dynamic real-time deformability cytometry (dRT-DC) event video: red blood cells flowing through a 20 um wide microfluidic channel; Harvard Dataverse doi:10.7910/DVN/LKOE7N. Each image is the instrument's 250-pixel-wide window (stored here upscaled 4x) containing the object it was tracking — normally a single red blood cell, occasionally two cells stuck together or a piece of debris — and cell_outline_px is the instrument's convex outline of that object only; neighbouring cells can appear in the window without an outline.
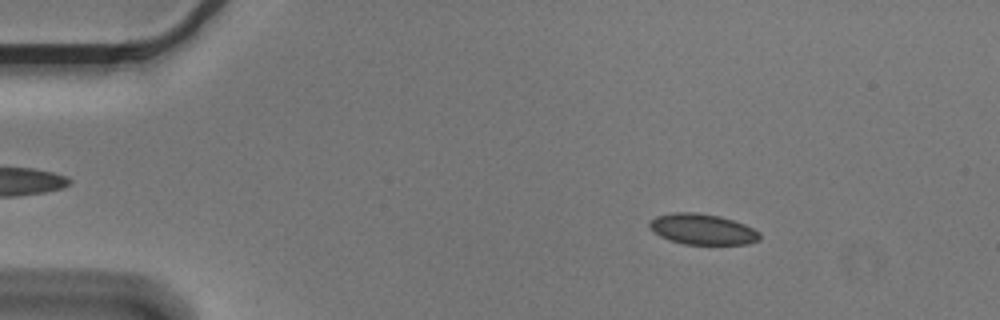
{"species": "Egyptian fruit bat (a non-hibernating species)", "species_latin": "Rousettus aegyptiacus", "temperature_condition": "cold", "stored_images_in_passage": 5, "camera_frame_rate_fps": 3000, "um_per_image_px": 0.085, "animal": {"sex": "male"}, "frame": {"image": 1, "passage_image": 2, "time_ms": 0.333, "image_size_px": [1000, 320], "cell_outline_px": [[760, 240], [748, 244], [684, 244], [668, 240], [660, 236], [648, 224], [656, 216], [672, 212], [696, 212], [720, 216], [744, 224], [760, 232]], "centroid_in_image_um": [59.73, 19.48], "position_along_channel_um": 25.3, "area_um2": 19.65}}
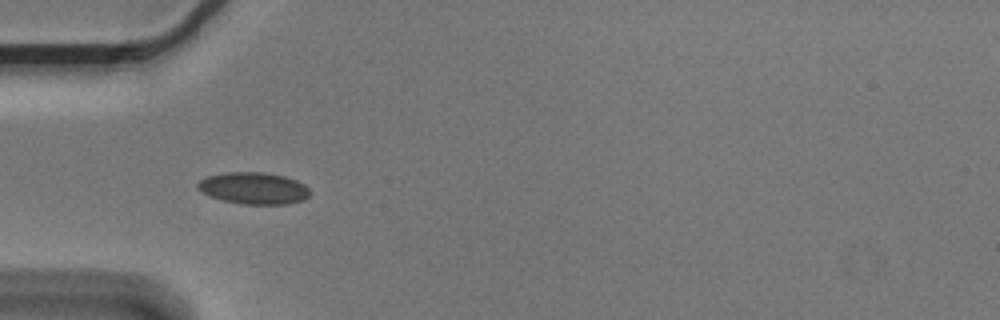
{"frame": {"image": 2, "passage_image": 4, "time_ms": 1.0, "image_size_px": [1000, 320], "cell_outline_px": [[308, 196], [304, 200], [288, 204], [244, 204], [224, 200], [212, 196], [196, 188], [196, 184], [200, 180], [208, 176], [224, 172], [264, 172], [284, 176], [296, 180], [304, 184], [308, 188]], "centroid_in_image_um": [21.57, 15.99], "position_along_channel_um": 63.4, "area_um2": 20.63}}
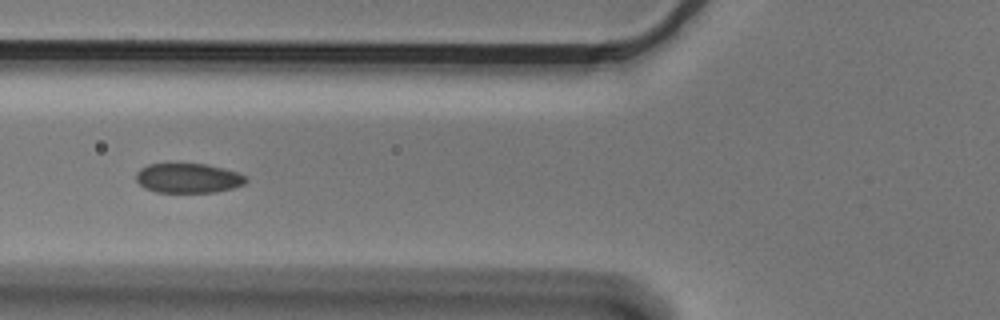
{"frame": {"image": 3, "passage_image": 5, "time_ms": 1.333, "image_size_px": [1000, 320], "cell_outline_px": [[248, 180], [244, 184], [232, 188], [216, 192], [156, 192], [144, 188], [136, 180], [136, 172], [140, 168], [148, 164], [208, 164], [224, 168], [248, 176]], "centroid_in_image_um": [16.0, 15.14], "position_along_channel_um": 109.8, "area_um2": 19.07}}